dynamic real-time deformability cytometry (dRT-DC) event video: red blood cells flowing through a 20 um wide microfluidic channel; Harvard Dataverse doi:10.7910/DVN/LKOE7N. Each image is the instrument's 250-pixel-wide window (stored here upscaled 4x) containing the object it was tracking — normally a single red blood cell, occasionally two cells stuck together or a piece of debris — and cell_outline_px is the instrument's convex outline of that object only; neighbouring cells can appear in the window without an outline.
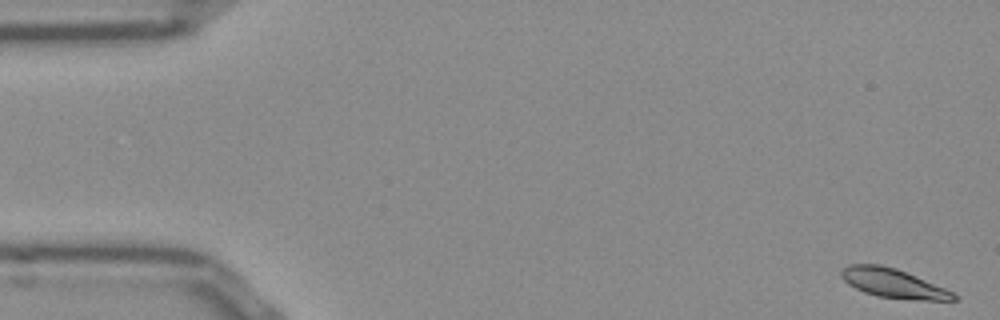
{"species": "Egyptian fruit bat (a non-hibernating species)", "species_latin": "Rousettus aegyptiacus", "temperature_condition": "room temperature", "stored_images_in_passage": 52, "camera_frame_rate_fps": 3000, "um_per_image_px": 0.085, "frame": {"image": 1, "passage_image": 1, "time_ms": 0.0, "image_size_px": [1000, 320], "cell_outline_px": [[960, 300], [912, 300], [876, 296], [864, 292], [848, 284], [840, 276], [840, 272], [848, 264], [880, 264], [896, 268], [916, 276], [944, 288], [952, 292]], "centroid_in_image_um": [75.9, 24.08], "position_along_channel_um": 9.1, "area_um2": 19.02}}
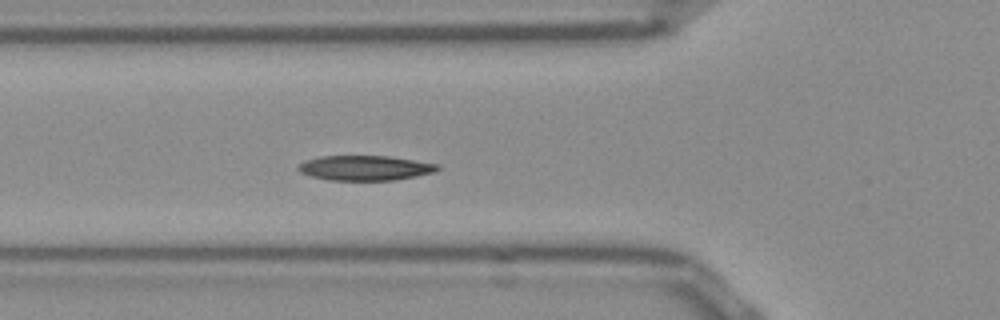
{"frame": {"image": 2, "passage_image": 18, "time_ms": 5.667, "image_size_px": [1000, 320], "cell_outline_px": [[440, 168], [436, 172], [416, 176], [392, 180], [328, 180], [312, 176], [300, 172], [296, 168], [304, 160], [320, 156], [388, 156], [440, 164]], "centroid_in_image_um": [31.04, 14.27], "position_along_channel_um": 94.8, "area_um2": 20.23}}
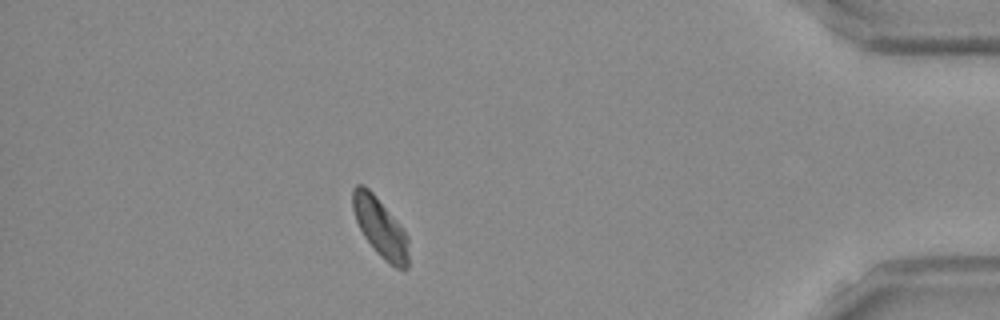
{"frame": {"image": 3, "passage_image": 46, "time_ms": 15.0, "image_size_px": [1000, 320], "cell_outline_px": [[408, 268], [404, 272], [388, 264], [376, 252], [364, 236], [356, 220], [352, 208], [352, 188], [356, 184], [364, 184], [372, 192], [400, 224], [408, 236]], "centroid_in_image_um": [32.33, 19.36], "position_along_channel_um": 402.9, "area_um2": 19.42}, "authors_computed_cell_mechanics": {"area_um2": 19.5364, "velocity_mm_per_s": 3.8203, "shape_relaxation_time_tau1_ms": 3.13, "shape_relaxation_time_tau2_ms": 10.6356, "deformation_change_tau1": 0.1046, "deformation_change_tau2": 0.1164}}